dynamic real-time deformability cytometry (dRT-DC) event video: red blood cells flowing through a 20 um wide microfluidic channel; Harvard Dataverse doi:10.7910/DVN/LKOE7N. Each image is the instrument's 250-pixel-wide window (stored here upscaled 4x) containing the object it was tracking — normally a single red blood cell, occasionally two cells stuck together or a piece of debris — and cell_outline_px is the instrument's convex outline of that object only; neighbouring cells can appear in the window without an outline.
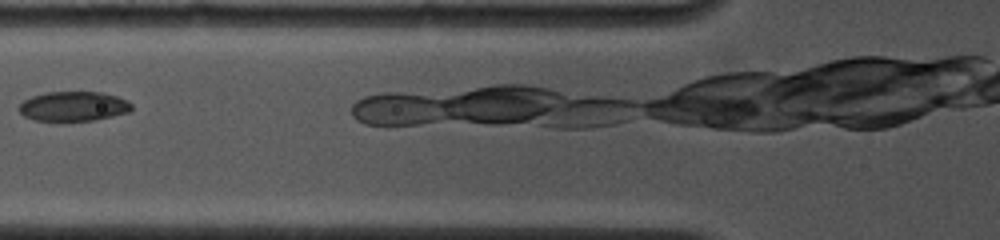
{"species": "common noctule bat (a hibernating species)", "species_latin": "Nyctalus noctula", "temperature_condition": "cold", "stored_images_in_passage": 4, "camera_frame_rate_fps": 4500, "um_per_image_px": 0.085, "animal": {"sex": "female", "body_mass_g": 19.0, "forearm_length_mm": 53.3}, "frame": {"image": 1, "passage_image": 3, "time_ms": 1.333, "image_size_px": [1000, 240], "cell_outline_px": [[132, 108], [128, 112], [96, 120], [64, 124], [32, 120], [24, 116], [16, 108], [24, 100], [32, 96], [48, 92], [100, 92], [116, 96], [128, 100], [132, 104]], "centroid_in_image_um": [6.2, 9.09], "position_along_channel_um": 119.6, "area_um2": 20.29}}